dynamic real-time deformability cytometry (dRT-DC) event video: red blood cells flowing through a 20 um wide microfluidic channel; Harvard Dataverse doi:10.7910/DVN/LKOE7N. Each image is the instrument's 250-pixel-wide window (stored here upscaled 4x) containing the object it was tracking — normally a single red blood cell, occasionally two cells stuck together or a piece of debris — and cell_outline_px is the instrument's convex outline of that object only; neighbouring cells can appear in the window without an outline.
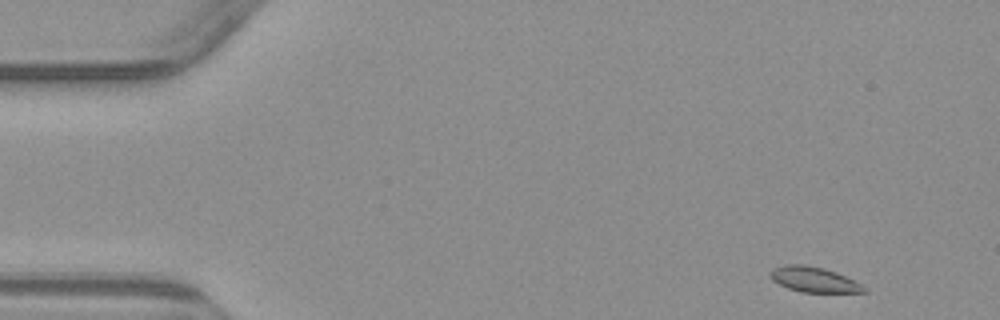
{"species": "common noctule bat (a hibernating species)", "species_latin": "Nyctalus noctula", "temperature_condition": "warm", "stored_images_in_passage": 4, "camera_frame_rate_fps": 3000, "um_per_image_px": 0.085, "animal": {"sex": "male", "body_mass_g": 23.1, "forearm_length_mm": 52.7}, "frame": {"image": 1, "passage_image": 1, "time_ms": 0.0, "image_size_px": [1000, 320], "cell_outline_px": [[868, 292], [800, 292], [788, 288], [772, 280], [768, 276], [768, 272], [772, 268], [784, 264], [804, 264], [824, 268], [836, 272], [868, 288]], "centroid_in_image_um": [69.13, 23.75], "position_along_channel_um": 15.9, "area_um2": 13.87}}
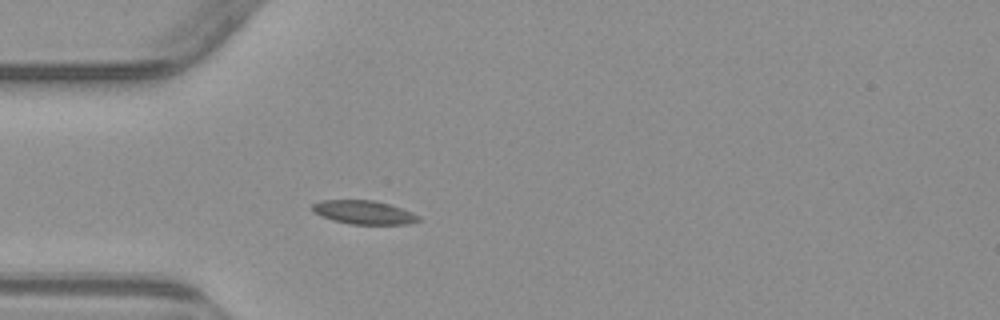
{"frame": {"image": 2, "passage_image": 4, "time_ms": 3.667, "image_size_px": [1000, 320], "cell_outline_px": [[420, 220], [408, 224], [352, 224], [332, 220], [320, 216], [312, 212], [312, 204], [320, 200], [376, 200], [412, 212], [420, 216]], "centroid_in_image_um": [30.89, 18.04], "position_along_channel_um": 54.1, "area_um2": 14.68}}